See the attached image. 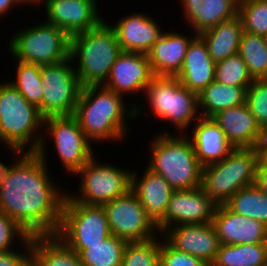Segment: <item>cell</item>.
I'll use <instances>...</instances> for the list:
<instances>
[{
	"label": "cell",
	"mask_w": 267,
	"mask_h": 266,
	"mask_svg": "<svg viewBox=\"0 0 267 266\" xmlns=\"http://www.w3.org/2000/svg\"><path fill=\"white\" fill-rule=\"evenodd\" d=\"M193 127L189 139L202 167L220 162L234 148L211 118L200 117Z\"/></svg>",
	"instance_id": "25"
},
{
	"label": "cell",
	"mask_w": 267,
	"mask_h": 266,
	"mask_svg": "<svg viewBox=\"0 0 267 266\" xmlns=\"http://www.w3.org/2000/svg\"><path fill=\"white\" fill-rule=\"evenodd\" d=\"M128 242L123 252L121 266H160V239Z\"/></svg>",
	"instance_id": "34"
},
{
	"label": "cell",
	"mask_w": 267,
	"mask_h": 266,
	"mask_svg": "<svg viewBox=\"0 0 267 266\" xmlns=\"http://www.w3.org/2000/svg\"><path fill=\"white\" fill-rule=\"evenodd\" d=\"M267 262V244H220L210 266H261Z\"/></svg>",
	"instance_id": "29"
},
{
	"label": "cell",
	"mask_w": 267,
	"mask_h": 266,
	"mask_svg": "<svg viewBox=\"0 0 267 266\" xmlns=\"http://www.w3.org/2000/svg\"><path fill=\"white\" fill-rule=\"evenodd\" d=\"M138 12L129 14L110 25L116 34L122 51L148 54L153 44L162 36L163 30L154 17Z\"/></svg>",
	"instance_id": "20"
},
{
	"label": "cell",
	"mask_w": 267,
	"mask_h": 266,
	"mask_svg": "<svg viewBox=\"0 0 267 266\" xmlns=\"http://www.w3.org/2000/svg\"><path fill=\"white\" fill-rule=\"evenodd\" d=\"M224 205L235 214L263 222L267 226V194L256 184L240 189Z\"/></svg>",
	"instance_id": "30"
},
{
	"label": "cell",
	"mask_w": 267,
	"mask_h": 266,
	"mask_svg": "<svg viewBox=\"0 0 267 266\" xmlns=\"http://www.w3.org/2000/svg\"><path fill=\"white\" fill-rule=\"evenodd\" d=\"M102 206L112 235L127 242L148 241L160 235L157 225L147 215L139 198L131 189Z\"/></svg>",
	"instance_id": "13"
},
{
	"label": "cell",
	"mask_w": 267,
	"mask_h": 266,
	"mask_svg": "<svg viewBox=\"0 0 267 266\" xmlns=\"http://www.w3.org/2000/svg\"><path fill=\"white\" fill-rule=\"evenodd\" d=\"M95 156L75 174L81 178L78 193L67 194L75 202L103 205L131 189L132 170L114 166L112 163L100 164Z\"/></svg>",
	"instance_id": "10"
},
{
	"label": "cell",
	"mask_w": 267,
	"mask_h": 266,
	"mask_svg": "<svg viewBox=\"0 0 267 266\" xmlns=\"http://www.w3.org/2000/svg\"><path fill=\"white\" fill-rule=\"evenodd\" d=\"M128 242L110 235L102 243L88 245L78 255L84 266H121L123 252Z\"/></svg>",
	"instance_id": "32"
},
{
	"label": "cell",
	"mask_w": 267,
	"mask_h": 266,
	"mask_svg": "<svg viewBox=\"0 0 267 266\" xmlns=\"http://www.w3.org/2000/svg\"><path fill=\"white\" fill-rule=\"evenodd\" d=\"M265 194H267V168H258L255 183Z\"/></svg>",
	"instance_id": "43"
},
{
	"label": "cell",
	"mask_w": 267,
	"mask_h": 266,
	"mask_svg": "<svg viewBox=\"0 0 267 266\" xmlns=\"http://www.w3.org/2000/svg\"><path fill=\"white\" fill-rule=\"evenodd\" d=\"M21 246L24 249L22 252L18 251L20 249L0 252V266H23L31 257V237Z\"/></svg>",
	"instance_id": "40"
},
{
	"label": "cell",
	"mask_w": 267,
	"mask_h": 266,
	"mask_svg": "<svg viewBox=\"0 0 267 266\" xmlns=\"http://www.w3.org/2000/svg\"><path fill=\"white\" fill-rule=\"evenodd\" d=\"M31 257L39 266H84L78 253L56 235L31 236Z\"/></svg>",
	"instance_id": "27"
},
{
	"label": "cell",
	"mask_w": 267,
	"mask_h": 266,
	"mask_svg": "<svg viewBox=\"0 0 267 266\" xmlns=\"http://www.w3.org/2000/svg\"><path fill=\"white\" fill-rule=\"evenodd\" d=\"M193 36L182 69L176 78L183 86L199 94L215 80L216 63L211 58L203 38L199 34Z\"/></svg>",
	"instance_id": "21"
},
{
	"label": "cell",
	"mask_w": 267,
	"mask_h": 266,
	"mask_svg": "<svg viewBox=\"0 0 267 266\" xmlns=\"http://www.w3.org/2000/svg\"><path fill=\"white\" fill-rule=\"evenodd\" d=\"M121 52L114 29L104 20L70 37L69 56L72 61L78 59L74 67L82 88L104 85Z\"/></svg>",
	"instance_id": "3"
},
{
	"label": "cell",
	"mask_w": 267,
	"mask_h": 266,
	"mask_svg": "<svg viewBox=\"0 0 267 266\" xmlns=\"http://www.w3.org/2000/svg\"><path fill=\"white\" fill-rule=\"evenodd\" d=\"M55 235L78 254L102 243L111 235L104 207L75 202L66 194Z\"/></svg>",
	"instance_id": "9"
},
{
	"label": "cell",
	"mask_w": 267,
	"mask_h": 266,
	"mask_svg": "<svg viewBox=\"0 0 267 266\" xmlns=\"http://www.w3.org/2000/svg\"><path fill=\"white\" fill-rule=\"evenodd\" d=\"M123 97L103 85L81 89L73 116L91 143L122 141L131 129L126 120L138 119L143 114L140 105L132 102L127 107Z\"/></svg>",
	"instance_id": "2"
},
{
	"label": "cell",
	"mask_w": 267,
	"mask_h": 266,
	"mask_svg": "<svg viewBox=\"0 0 267 266\" xmlns=\"http://www.w3.org/2000/svg\"><path fill=\"white\" fill-rule=\"evenodd\" d=\"M245 104L267 134V79L253 81L247 88Z\"/></svg>",
	"instance_id": "37"
},
{
	"label": "cell",
	"mask_w": 267,
	"mask_h": 266,
	"mask_svg": "<svg viewBox=\"0 0 267 266\" xmlns=\"http://www.w3.org/2000/svg\"><path fill=\"white\" fill-rule=\"evenodd\" d=\"M154 77L148 55L122 51L103 86L124 97L141 90L143 94Z\"/></svg>",
	"instance_id": "17"
},
{
	"label": "cell",
	"mask_w": 267,
	"mask_h": 266,
	"mask_svg": "<svg viewBox=\"0 0 267 266\" xmlns=\"http://www.w3.org/2000/svg\"><path fill=\"white\" fill-rule=\"evenodd\" d=\"M15 2L18 4V6L23 5V7L25 5H36L37 7V5L41 6L42 4V0H15Z\"/></svg>",
	"instance_id": "45"
},
{
	"label": "cell",
	"mask_w": 267,
	"mask_h": 266,
	"mask_svg": "<svg viewBox=\"0 0 267 266\" xmlns=\"http://www.w3.org/2000/svg\"><path fill=\"white\" fill-rule=\"evenodd\" d=\"M211 119L234 148H257L266 135L246 104L219 111Z\"/></svg>",
	"instance_id": "19"
},
{
	"label": "cell",
	"mask_w": 267,
	"mask_h": 266,
	"mask_svg": "<svg viewBox=\"0 0 267 266\" xmlns=\"http://www.w3.org/2000/svg\"><path fill=\"white\" fill-rule=\"evenodd\" d=\"M212 224L220 244H267V226L260 221L230 211L217 205Z\"/></svg>",
	"instance_id": "18"
},
{
	"label": "cell",
	"mask_w": 267,
	"mask_h": 266,
	"mask_svg": "<svg viewBox=\"0 0 267 266\" xmlns=\"http://www.w3.org/2000/svg\"><path fill=\"white\" fill-rule=\"evenodd\" d=\"M247 88L212 81L198 94V109H203L200 116L211 118L219 111L245 104Z\"/></svg>",
	"instance_id": "28"
},
{
	"label": "cell",
	"mask_w": 267,
	"mask_h": 266,
	"mask_svg": "<svg viewBox=\"0 0 267 266\" xmlns=\"http://www.w3.org/2000/svg\"><path fill=\"white\" fill-rule=\"evenodd\" d=\"M238 54L253 80L267 79V37L243 31Z\"/></svg>",
	"instance_id": "31"
},
{
	"label": "cell",
	"mask_w": 267,
	"mask_h": 266,
	"mask_svg": "<svg viewBox=\"0 0 267 266\" xmlns=\"http://www.w3.org/2000/svg\"><path fill=\"white\" fill-rule=\"evenodd\" d=\"M238 16L244 31L267 37V0L239 2Z\"/></svg>",
	"instance_id": "36"
},
{
	"label": "cell",
	"mask_w": 267,
	"mask_h": 266,
	"mask_svg": "<svg viewBox=\"0 0 267 266\" xmlns=\"http://www.w3.org/2000/svg\"><path fill=\"white\" fill-rule=\"evenodd\" d=\"M257 150L259 154L258 168H267V134L258 143Z\"/></svg>",
	"instance_id": "42"
},
{
	"label": "cell",
	"mask_w": 267,
	"mask_h": 266,
	"mask_svg": "<svg viewBox=\"0 0 267 266\" xmlns=\"http://www.w3.org/2000/svg\"><path fill=\"white\" fill-rule=\"evenodd\" d=\"M215 80L229 86L249 87L253 83L247 65L237 53L216 62Z\"/></svg>",
	"instance_id": "35"
},
{
	"label": "cell",
	"mask_w": 267,
	"mask_h": 266,
	"mask_svg": "<svg viewBox=\"0 0 267 266\" xmlns=\"http://www.w3.org/2000/svg\"><path fill=\"white\" fill-rule=\"evenodd\" d=\"M257 148H233L220 162L202 168L201 187L216 204L224 205L240 189L256 183Z\"/></svg>",
	"instance_id": "6"
},
{
	"label": "cell",
	"mask_w": 267,
	"mask_h": 266,
	"mask_svg": "<svg viewBox=\"0 0 267 266\" xmlns=\"http://www.w3.org/2000/svg\"><path fill=\"white\" fill-rule=\"evenodd\" d=\"M144 94L148 97V105H151L150 113L165 122L168 120L177 134H186L191 122L201 117L198 94L183 86L176 77L155 76Z\"/></svg>",
	"instance_id": "7"
},
{
	"label": "cell",
	"mask_w": 267,
	"mask_h": 266,
	"mask_svg": "<svg viewBox=\"0 0 267 266\" xmlns=\"http://www.w3.org/2000/svg\"><path fill=\"white\" fill-rule=\"evenodd\" d=\"M160 266H209L195 256L181 252L160 238Z\"/></svg>",
	"instance_id": "39"
},
{
	"label": "cell",
	"mask_w": 267,
	"mask_h": 266,
	"mask_svg": "<svg viewBox=\"0 0 267 266\" xmlns=\"http://www.w3.org/2000/svg\"><path fill=\"white\" fill-rule=\"evenodd\" d=\"M43 130L49 139L53 138L54 147L67 173L75 175L94 155L91 142L71 116H50L44 118Z\"/></svg>",
	"instance_id": "12"
},
{
	"label": "cell",
	"mask_w": 267,
	"mask_h": 266,
	"mask_svg": "<svg viewBox=\"0 0 267 266\" xmlns=\"http://www.w3.org/2000/svg\"><path fill=\"white\" fill-rule=\"evenodd\" d=\"M8 149H11L10 151L14 153L13 155L18 156V160L15 159L13 164L8 165L0 161V187L2 186L4 180L11 174L14 166L28 153V151L18 147H8Z\"/></svg>",
	"instance_id": "41"
},
{
	"label": "cell",
	"mask_w": 267,
	"mask_h": 266,
	"mask_svg": "<svg viewBox=\"0 0 267 266\" xmlns=\"http://www.w3.org/2000/svg\"><path fill=\"white\" fill-rule=\"evenodd\" d=\"M31 236L10 216L0 211V252H9L14 249L16 240L25 243ZM15 241V242H14Z\"/></svg>",
	"instance_id": "38"
},
{
	"label": "cell",
	"mask_w": 267,
	"mask_h": 266,
	"mask_svg": "<svg viewBox=\"0 0 267 266\" xmlns=\"http://www.w3.org/2000/svg\"><path fill=\"white\" fill-rule=\"evenodd\" d=\"M17 61V62H16ZM16 77L9 80L29 102L39 108L42 115L43 84L41 81V65L15 60ZM12 81V82H11Z\"/></svg>",
	"instance_id": "33"
},
{
	"label": "cell",
	"mask_w": 267,
	"mask_h": 266,
	"mask_svg": "<svg viewBox=\"0 0 267 266\" xmlns=\"http://www.w3.org/2000/svg\"><path fill=\"white\" fill-rule=\"evenodd\" d=\"M44 137L38 149L28 152L0 187V211L30 236L57 233L67 194L49 177Z\"/></svg>",
	"instance_id": "1"
},
{
	"label": "cell",
	"mask_w": 267,
	"mask_h": 266,
	"mask_svg": "<svg viewBox=\"0 0 267 266\" xmlns=\"http://www.w3.org/2000/svg\"><path fill=\"white\" fill-rule=\"evenodd\" d=\"M42 125L44 117L39 108L29 103L9 81L0 83L1 144L35 152L44 135L40 133Z\"/></svg>",
	"instance_id": "5"
},
{
	"label": "cell",
	"mask_w": 267,
	"mask_h": 266,
	"mask_svg": "<svg viewBox=\"0 0 267 266\" xmlns=\"http://www.w3.org/2000/svg\"><path fill=\"white\" fill-rule=\"evenodd\" d=\"M23 266H39V265L35 262V260H34L32 257H30V258L24 263Z\"/></svg>",
	"instance_id": "46"
},
{
	"label": "cell",
	"mask_w": 267,
	"mask_h": 266,
	"mask_svg": "<svg viewBox=\"0 0 267 266\" xmlns=\"http://www.w3.org/2000/svg\"><path fill=\"white\" fill-rule=\"evenodd\" d=\"M15 5H18L15 0H0V18L5 14L7 15V12H9V10L18 7Z\"/></svg>",
	"instance_id": "44"
},
{
	"label": "cell",
	"mask_w": 267,
	"mask_h": 266,
	"mask_svg": "<svg viewBox=\"0 0 267 266\" xmlns=\"http://www.w3.org/2000/svg\"><path fill=\"white\" fill-rule=\"evenodd\" d=\"M42 4L45 5V21L61 28L70 37L97 27L104 20L96 0H42Z\"/></svg>",
	"instance_id": "15"
},
{
	"label": "cell",
	"mask_w": 267,
	"mask_h": 266,
	"mask_svg": "<svg viewBox=\"0 0 267 266\" xmlns=\"http://www.w3.org/2000/svg\"><path fill=\"white\" fill-rule=\"evenodd\" d=\"M193 38L180 32H163L147 54L154 76L176 77Z\"/></svg>",
	"instance_id": "22"
},
{
	"label": "cell",
	"mask_w": 267,
	"mask_h": 266,
	"mask_svg": "<svg viewBox=\"0 0 267 266\" xmlns=\"http://www.w3.org/2000/svg\"><path fill=\"white\" fill-rule=\"evenodd\" d=\"M157 133L150 142L147 168L161 175L174 190H189L201 186L202 166L187 134Z\"/></svg>",
	"instance_id": "4"
},
{
	"label": "cell",
	"mask_w": 267,
	"mask_h": 266,
	"mask_svg": "<svg viewBox=\"0 0 267 266\" xmlns=\"http://www.w3.org/2000/svg\"><path fill=\"white\" fill-rule=\"evenodd\" d=\"M243 31L241 18L237 15L199 35L206 42L209 54L216 63L238 53Z\"/></svg>",
	"instance_id": "26"
},
{
	"label": "cell",
	"mask_w": 267,
	"mask_h": 266,
	"mask_svg": "<svg viewBox=\"0 0 267 266\" xmlns=\"http://www.w3.org/2000/svg\"><path fill=\"white\" fill-rule=\"evenodd\" d=\"M170 246L178 251L201 259L209 266L215 260L220 242L215 228L210 223L180 224L168 227L161 234Z\"/></svg>",
	"instance_id": "16"
},
{
	"label": "cell",
	"mask_w": 267,
	"mask_h": 266,
	"mask_svg": "<svg viewBox=\"0 0 267 266\" xmlns=\"http://www.w3.org/2000/svg\"><path fill=\"white\" fill-rule=\"evenodd\" d=\"M181 4L185 21L195 34L238 15L237 0H181Z\"/></svg>",
	"instance_id": "24"
},
{
	"label": "cell",
	"mask_w": 267,
	"mask_h": 266,
	"mask_svg": "<svg viewBox=\"0 0 267 266\" xmlns=\"http://www.w3.org/2000/svg\"><path fill=\"white\" fill-rule=\"evenodd\" d=\"M37 24L12 35L8 46L14 60L38 65L66 60L69 57L70 36L47 21Z\"/></svg>",
	"instance_id": "8"
},
{
	"label": "cell",
	"mask_w": 267,
	"mask_h": 266,
	"mask_svg": "<svg viewBox=\"0 0 267 266\" xmlns=\"http://www.w3.org/2000/svg\"><path fill=\"white\" fill-rule=\"evenodd\" d=\"M136 173L132 171L131 190L139 198L147 215L157 224L165 215L174 189L161 175L152 172L147 167L141 176Z\"/></svg>",
	"instance_id": "23"
},
{
	"label": "cell",
	"mask_w": 267,
	"mask_h": 266,
	"mask_svg": "<svg viewBox=\"0 0 267 266\" xmlns=\"http://www.w3.org/2000/svg\"><path fill=\"white\" fill-rule=\"evenodd\" d=\"M217 205L204 193L203 188L174 190L163 218L156 224L161 234L168 227L180 224L212 222Z\"/></svg>",
	"instance_id": "14"
},
{
	"label": "cell",
	"mask_w": 267,
	"mask_h": 266,
	"mask_svg": "<svg viewBox=\"0 0 267 266\" xmlns=\"http://www.w3.org/2000/svg\"><path fill=\"white\" fill-rule=\"evenodd\" d=\"M70 56L61 62L41 65L42 116L74 114L82 86Z\"/></svg>",
	"instance_id": "11"
}]
</instances>
